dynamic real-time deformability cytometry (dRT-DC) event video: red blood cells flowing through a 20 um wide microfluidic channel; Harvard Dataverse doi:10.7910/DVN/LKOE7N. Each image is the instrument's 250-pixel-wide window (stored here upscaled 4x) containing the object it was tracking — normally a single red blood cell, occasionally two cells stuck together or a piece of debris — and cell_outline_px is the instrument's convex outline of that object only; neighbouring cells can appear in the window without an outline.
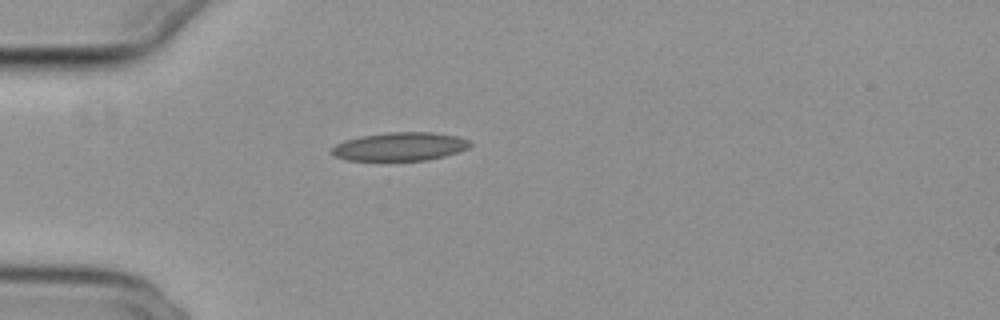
{"species": "common noctule bat (a hibernating species)", "species_latin": "Nyctalus noctula", "temperature_condition": "cold", "stored_images_in_passage": 31, "camera_frame_rate_fps": 3000, "um_per_image_px": 0.085, "animal": {"sex": "female", "body_mass_g": 29.2, "forearm_length_mm": 56.3}, "frame": {"image": 1, "passage_image": 1, "time_ms": 0.0, "image_size_px": [1000, 320], "cell_outline_px": [[472, 144], [468, 148], [444, 156], [428, 160], [348, 160], [332, 156], [332, 148], [336, 144], [344, 140], [360, 136], [388, 132], [432, 132], [456, 136], [468, 140]], "centroid_in_image_um": [33.97, 12.45], "position_along_channel_um": 51.0, "area_um2": 22.83}}
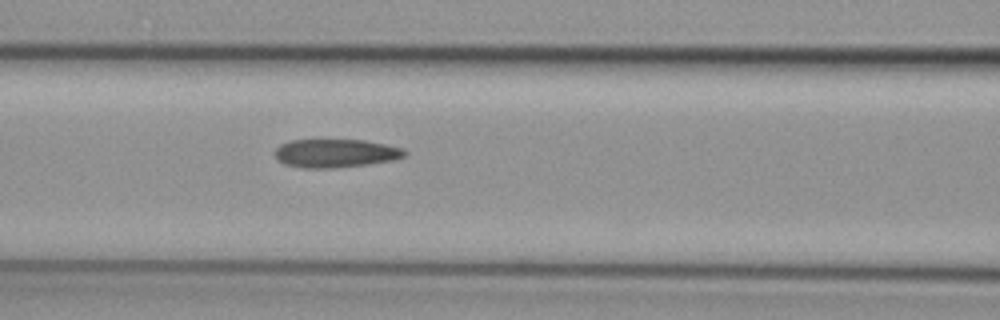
{"frame": {"image": 2, "passage_image": 9, "time_ms": 2.667, "image_size_px": [1000, 320], "cell_outline_px": [[408, 152], [404, 156], [392, 160], [368, 164], [336, 168], [300, 168], [284, 164], [276, 160], [276, 148], [280, 144], [292, 140], [364, 140], [404, 148]], "centroid_in_image_um": [28.51, 13.03], "position_along_channel_um": 138.1, "area_um2": 21.56}}
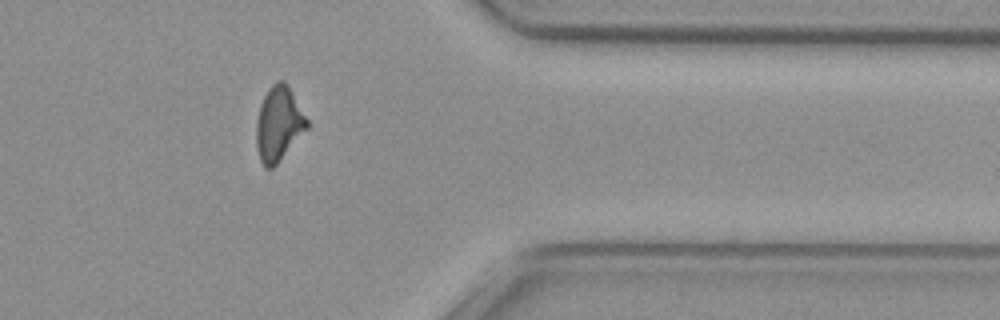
{"frame": {"image": 3, "passage_image": 30, "time_ms": 9.667, "image_size_px": [1000, 320], "cell_outline_px": [[308, 128], [276, 164], [272, 168], [264, 168], [260, 160], [256, 144], [256, 120], [260, 104], [268, 88], [276, 80], [280, 80], [288, 88], [308, 120]], "centroid_in_image_um": [23.65, 10.55], "position_along_channel_um": 387.7, "area_um2": 21.56}, "authors_computed_cell_mechanics": {"area_um2": 21.9062, "velocity_mm_per_s": 3.7774, "shape_relaxation_time_tau1_ms": null, "shape_relaxation_time_tau2_ms": 6.8865, "deformation_change_tau1": null, "deformation_change_tau2": 0.161}}